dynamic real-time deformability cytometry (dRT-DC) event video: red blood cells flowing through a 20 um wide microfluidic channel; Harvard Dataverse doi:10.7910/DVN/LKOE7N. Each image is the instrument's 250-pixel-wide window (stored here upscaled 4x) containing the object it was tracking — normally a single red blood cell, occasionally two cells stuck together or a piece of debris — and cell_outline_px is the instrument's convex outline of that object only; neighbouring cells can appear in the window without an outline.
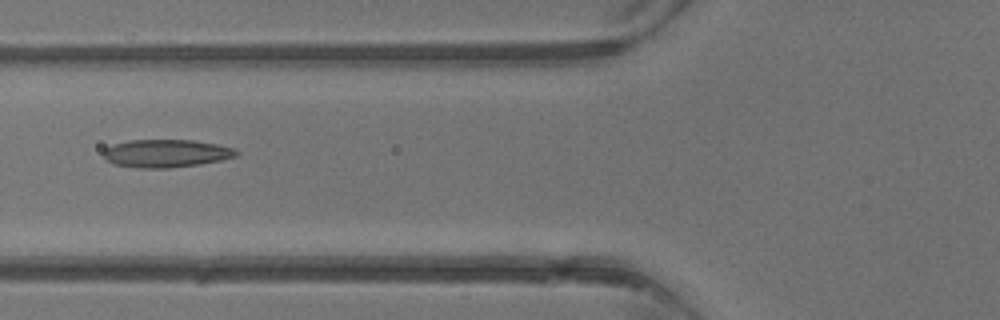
{"species": "common noctule bat (a hibernating species)", "species_latin": "Nyctalus noctula", "temperature_condition": "warm", "stored_images_in_passage": 2, "camera_frame_rate_fps": 3000, "um_per_image_px": 0.085, "animal": {"sex": "male", "body_mass_g": 13.3}, "frame": {"image": 1, "passage_image": 2, "time_ms": 1.0, "image_size_px": [1000, 320], "cell_outline_px": [[240, 152], [236, 156], [220, 160], [196, 164], [168, 168], [140, 168], [112, 164], [104, 160], [104, 148], [112, 144], [132, 140], [192, 140], [216, 144], [232, 148]], "centroid_in_image_um": [14.06, 13.03], "position_along_channel_um": 111.7, "area_um2": 21.5}}